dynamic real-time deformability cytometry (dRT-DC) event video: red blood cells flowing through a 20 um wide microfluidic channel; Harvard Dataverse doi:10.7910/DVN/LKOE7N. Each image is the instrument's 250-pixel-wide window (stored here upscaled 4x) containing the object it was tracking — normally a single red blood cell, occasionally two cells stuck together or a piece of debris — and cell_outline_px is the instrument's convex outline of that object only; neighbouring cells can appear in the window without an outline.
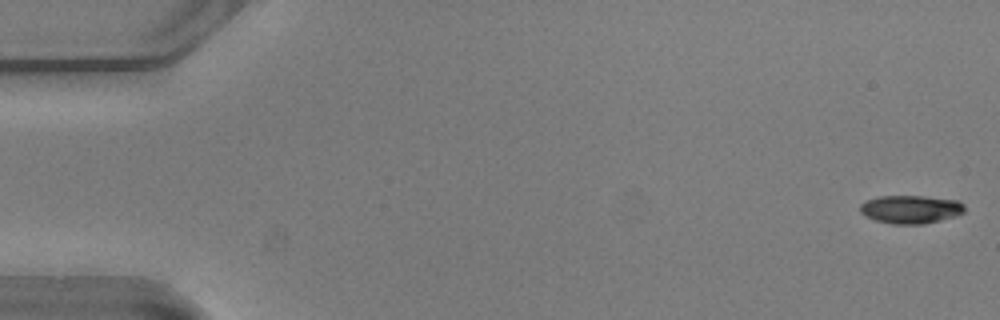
{"species": "common noctule bat (a hibernating species)", "species_latin": "Nyctalus noctula", "temperature_condition": "warm", "stored_images_in_passage": 53, "camera_frame_rate_fps": 3000, "um_per_image_px": 0.085, "animal": {"sex": "male", "body_mass_g": 20.5, "forearm_length_mm": 52.5}, "frame": {"image": 1, "passage_image": 1, "time_ms": 0.0, "image_size_px": [1000, 320], "cell_outline_px": [[964, 212], [956, 216], [924, 224], [892, 224], [876, 220], [860, 212], [860, 204], [868, 200], [880, 196], [924, 196], [960, 200], [964, 204]], "centroid_in_image_um": [77.45, 17.79], "position_along_channel_um": 7.5, "area_um2": 17.17}}
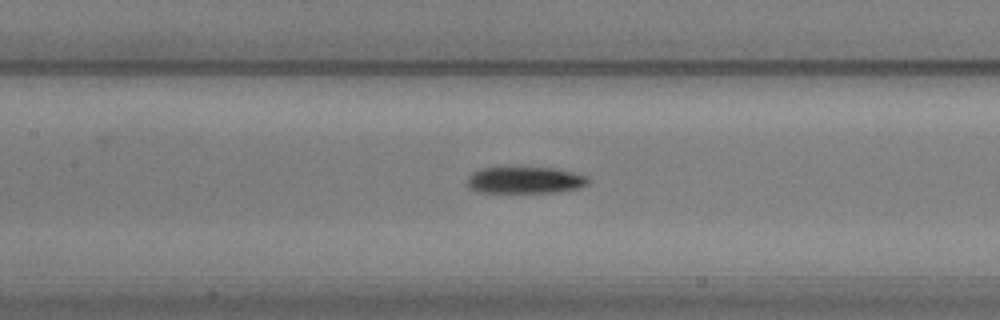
{"frame": {"image": 2, "passage_image": 25, "time_ms": 8.0, "image_size_px": [1000, 320], "cell_outline_px": [[588, 184], [576, 188], [552, 192], [476, 192], [468, 188], [464, 184], [468, 176], [472, 172], [480, 168], [552, 168], [572, 172], [588, 176]], "centroid_in_image_um": [44.53, 15.31], "position_along_channel_um": 162.9, "area_um2": 18.73}}
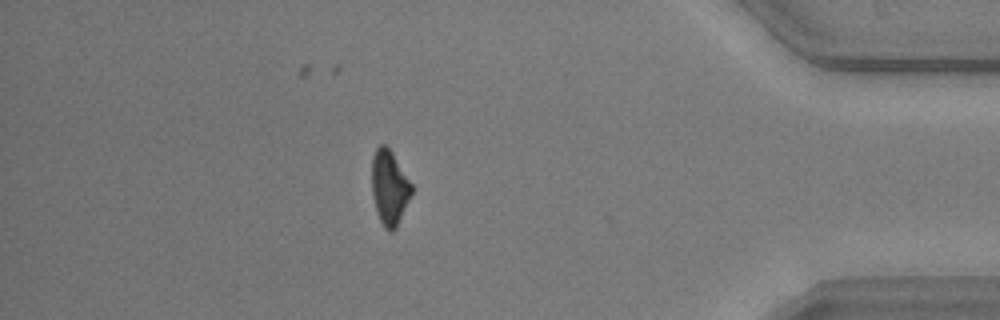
{"frame": {"image": 3, "passage_image": 47, "time_ms": 15.333, "image_size_px": [1000, 320], "cell_outline_px": [[412, 192], [396, 228], [392, 232], [388, 232], [384, 228], [376, 212], [372, 196], [372, 156], [376, 148], [380, 144], [384, 144], [392, 152], [412, 184]], "centroid_in_image_um": [33.08, 15.95], "position_along_channel_um": 402.1, "area_um2": 17.28}, "authors_computed_cell_mechanics": {"area_um2": 18.6694, "velocity_mm_per_s": 3.7962, "shape_relaxation_time_tau1_ms": 4.7505, "shape_relaxation_time_tau2_ms": 7.2544, "deformation_change_tau1": 0.1769, "deformation_change_tau2": 0.1838}}